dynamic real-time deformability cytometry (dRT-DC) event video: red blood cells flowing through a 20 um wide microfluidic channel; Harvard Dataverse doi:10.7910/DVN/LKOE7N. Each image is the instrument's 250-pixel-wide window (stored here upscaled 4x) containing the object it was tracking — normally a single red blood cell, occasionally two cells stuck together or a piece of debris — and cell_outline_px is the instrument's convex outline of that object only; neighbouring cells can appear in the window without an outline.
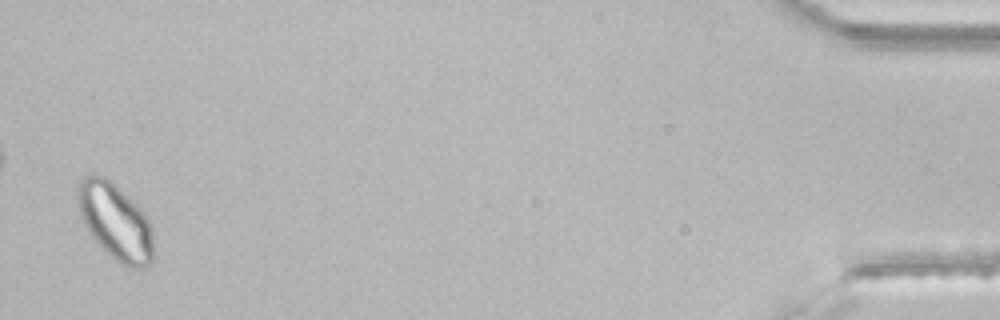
{"species": "common noctule bat (a hibernating species)", "species_latin": "Nyctalus noctula", "temperature_condition": "room temperature", "stored_images_in_passage": 43, "segment_of_instrument_passage": [2, 2], "camera_frame_rate_fps": 3000, "um_per_image_px": 0.085, "animal": {"sex": "male", "body_mass_g": 21.5, "forearm_length_mm": 52.0}, "frame": {"image": 1, "passage_image": 42, "time_ms": 13.667, "image_size_px": [1000, 320], "cell_outline_px": [[156, 256], [152, 264], [144, 268], [128, 268], [120, 264], [104, 252], [92, 240], [84, 224], [76, 200], [76, 196], [80, 180], [84, 176], [92, 172], [96, 172], [104, 176], [140, 204], [152, 228]], "centroid_in_image_um": [9.84, 18.86], "position_along_channel_um": 425.4, "area_um2": 35.26}}